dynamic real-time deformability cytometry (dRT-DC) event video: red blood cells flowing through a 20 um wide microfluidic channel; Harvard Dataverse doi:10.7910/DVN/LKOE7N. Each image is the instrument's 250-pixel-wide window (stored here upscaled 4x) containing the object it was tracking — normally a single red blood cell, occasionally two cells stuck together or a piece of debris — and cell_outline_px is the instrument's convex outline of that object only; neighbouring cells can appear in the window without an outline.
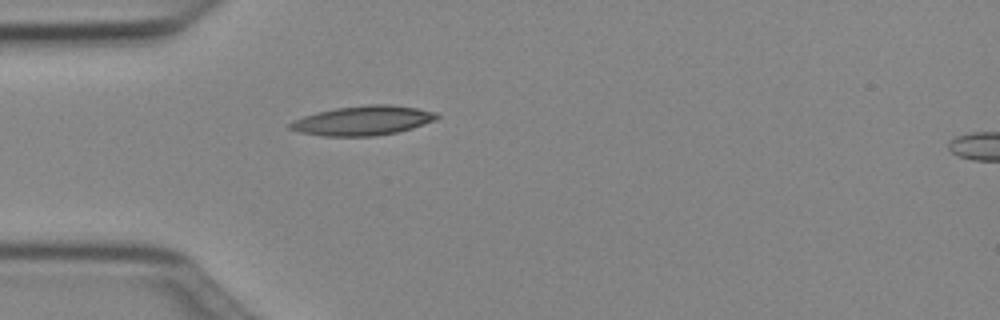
{"species": "Egyptian fruit bat (a non-hibernating species)", "species_latin": "Rousettus aegyptiacus", "temperature_condition": "cold", "stored_images_in_passage": 27, "camera_frame_rate_fps": 3000, "um_per_image_px": 0.085, "animal": {"sex": "female"}, "frame": {"image": 1, "passage_image": 1, "time_ms": 0.0, "image_size_px": [1000, 320], "cell_outline_px": [[440, 116], [436, 120], [412, 128], [396, 132], [376, 136], [324, 136], [300, 132], [288, 128], [288, 124], [292, 120], [316, 112], [336, 108], [368, 104], [392, 104], [416, 108], [436, 112]], "centroid_in_image_um": [30.84, 10.24], "position_along_channel_um": 54.2, "area_um2": 25.26}}
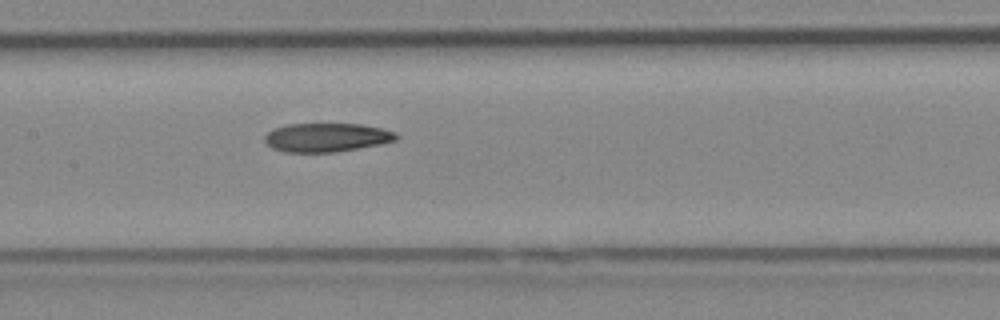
{"frame": {"image": 2, "passage_image": 11, "time_ms": 3.333, "image_size_px": [1000, 320], "cell_outline_px": [[400, 136], [396, 140], [380, 144], [336, 152], [284, 152], [272, 148], [264, 140], [264, 136], [272, 128], [288, 124], [360, 124], [384, 128], [396, 132]], "centroid_in_image_um": [27.77, 11.68], "position_along_channel_um": 179.6, "area_um2": 22.2}}
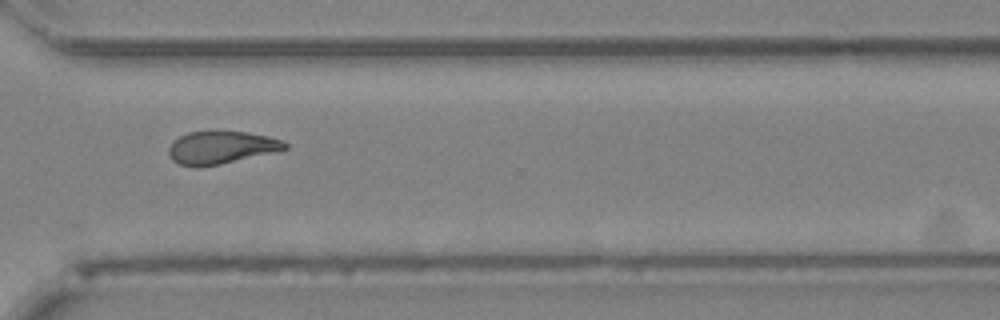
{"frame": {"image": 3, "passage_image": 24, "time_ms": 7.667, "image_size_px": [1000, 320], "cell_outline_px": [[288, 148], [220, 164], [200, 168], [196, 168], [180, 164], [172, 160], [168, 156], [168, 148], [180, 136], [188, 132], [216, 128], [248, 132], [268, 136], [280, 140], [288, 144]], "centroid_in_image_um": [18.74, 12.5], "position_along_channel_um": 351.9, "area_um2": 22.66}}